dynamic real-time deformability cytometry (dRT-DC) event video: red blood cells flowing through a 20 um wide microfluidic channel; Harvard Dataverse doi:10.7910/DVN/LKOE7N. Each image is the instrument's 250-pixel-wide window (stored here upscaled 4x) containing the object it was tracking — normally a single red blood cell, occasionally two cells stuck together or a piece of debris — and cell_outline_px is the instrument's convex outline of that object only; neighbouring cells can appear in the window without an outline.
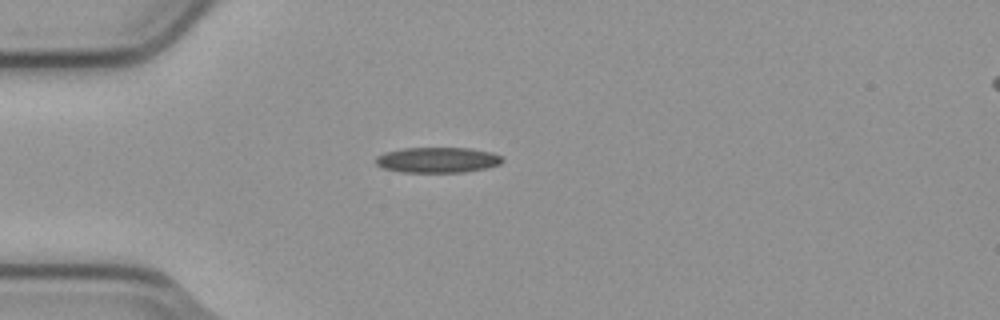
{"species": "common noctule bat (a hibernating species)", "species_latin": "Nyctalus noctula", "temperature_condition": "cold", "stored_images_in_passage": 1, "camera_frame_rate_fps": 3000, "um_per_image_px": 0.085, "animal": {"sex": "male", "body_mass_g": 23.1, "forearm_length_mm": 52.7}, "frame": {"image": 1, "passage_image": 1, "time_ms": 0.0, "image_size_px": [1000, 320], "cell_outline_px": [[504, 160], [500, 164], [488, 168], [464, 172], [400, 172], [380, 168], [376, 164], [376, 156], [384, 152], [404, 148], [472, 148], [492, 152], [500, 156]], "centroid_in_image_um": [37.18, 13.6], "position_along_channel_um": 47.8, "area_um2": 19.02}}